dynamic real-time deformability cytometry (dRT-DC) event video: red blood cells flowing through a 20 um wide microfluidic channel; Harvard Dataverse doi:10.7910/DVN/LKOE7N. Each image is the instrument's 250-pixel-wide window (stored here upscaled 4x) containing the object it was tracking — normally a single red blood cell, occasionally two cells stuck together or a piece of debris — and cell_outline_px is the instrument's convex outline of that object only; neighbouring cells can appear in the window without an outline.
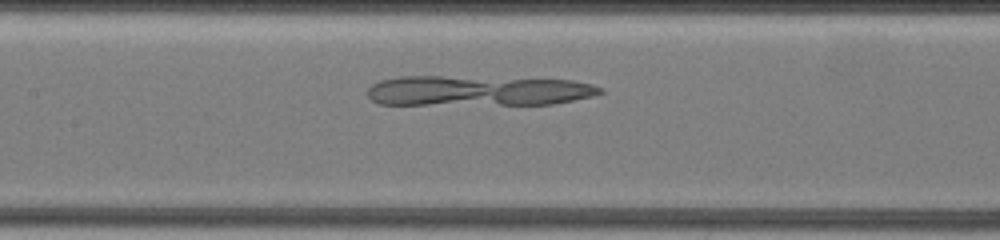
{"species": "common noctule bat (a hibernating species)", "species_latin": "Nyctalus noctula", "temperature_condition": "warm", "stored_images_in_passage": 25, "camera_frame_rate_fps": 3000, "um_per_image_px": 0.085, "animal": {"sex": "female", "body_mass_g": 19.5, "forearm_length_mm": 54.1}, "frame": {"image": 1, "passage_image": 11, "time_ms": 5.0, "image_size_px": [1000, 240], "cell_outline_px": [[604, 92], [592, 96], [552, 104], [376, 104], [368, 96], [368, 88], [372, 84], [380, 80], [400, 76], [440, 76], [572, 80], [592, 84], [604, 88]], "centroid_in_image_um": [40.61, 7.71], "position_along_channel_um": 166.8, "area_um2": 40.92}}
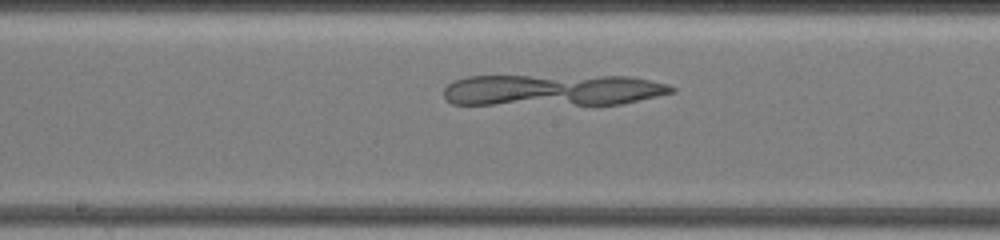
{"frame": {"image": 2, "passage_image": 13, "time_ms": 6.0, "image_size_px": [1000, 240], "cell_outline_px": [[676, 92], [620, 104], [592, 108], [452, 104], [444, 100], [444, 88], [448, 84], [456, 80], [468, 76], [632, 76], [668, 84], [676, 88]], "centroid_in_image_um": [47.0, 7.72], "position_along_channel_um": 201.2, "area_um2": 44.39}}